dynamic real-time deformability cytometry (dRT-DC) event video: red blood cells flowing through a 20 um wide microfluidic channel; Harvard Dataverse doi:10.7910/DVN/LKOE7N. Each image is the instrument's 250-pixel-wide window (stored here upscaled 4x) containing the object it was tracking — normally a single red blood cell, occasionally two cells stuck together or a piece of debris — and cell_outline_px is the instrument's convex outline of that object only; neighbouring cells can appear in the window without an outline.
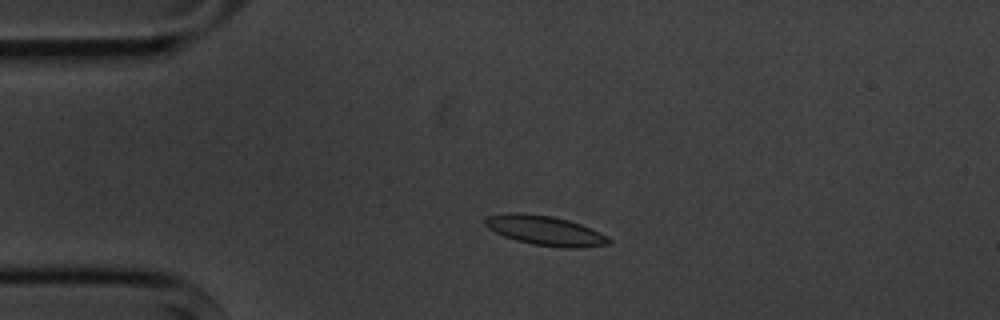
{"species": "common noctule bat (a hibernating species)", "species_latin": "Nyctalus noctula", "temperature_condition": "cold", "stored_images_in_passage": 3, "camera_frame_rate_fps": 3000, "um_per_image_px": 0.085, "animal": {"sex": "male", "body_mass_g": 20.1, "forearm_length_mm": 53.5}, "frame": {"image": 1, "passage_image": 2, "time_ms": 1.333, "image_size_px": [1000, 320], "cell_outline_px": [[612, 244], [576, 248], [564, 248], [532, 244], [516, 240], [504, 236], [488, 228], [484, 224], [484, 220], [488, 216], [512, 212], [520, 212], [552, 216], [568, 220], [580, 224], [608, 236], [612, 240]], "centroid_in_image_um": [46.35, 19.6], "position_along_channel_um": 38.6, "area_um2": 21.33}}